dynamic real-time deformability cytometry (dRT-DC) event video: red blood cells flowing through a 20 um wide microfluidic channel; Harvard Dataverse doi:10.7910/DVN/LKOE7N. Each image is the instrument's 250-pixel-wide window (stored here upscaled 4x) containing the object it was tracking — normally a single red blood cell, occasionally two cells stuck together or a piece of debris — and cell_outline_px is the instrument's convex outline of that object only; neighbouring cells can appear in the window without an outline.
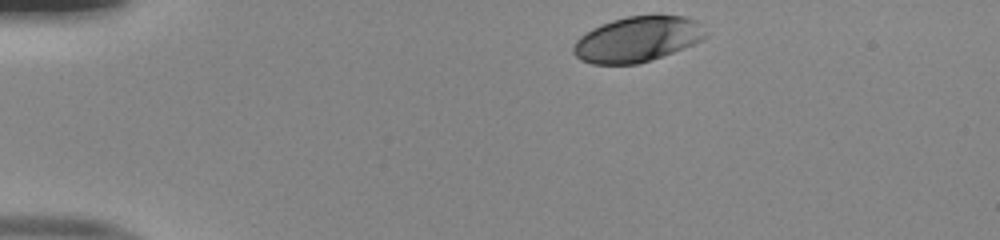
{"species": "human", "species_latin": "Homo sapiens", "temperature_condition": "room temperature", "stored_images_in_passage": 35, "camera_frame_rate_fps": 3000, "um_per_image_px": 0.085, "donor": {"sex": "male"}, "frame": {"image": 1, "passage_image": 1, "time_ms": 0.0, "image_size_px": [1000, 240], "cell_outline_px": [[708, 36], [692, 44], [672, 52], [636, 64], [592, 64], [580, 60], [572, 52], [572, 48], [576, 40], [580, 36], [592, 28], [600, 24], [612, 20], [628, 16], [684, 16], [696, 20]], "centroid_in_image_um": [54.11, 3.33], "position_along_channel_um": 30.9, "area_um2": 34.51}}
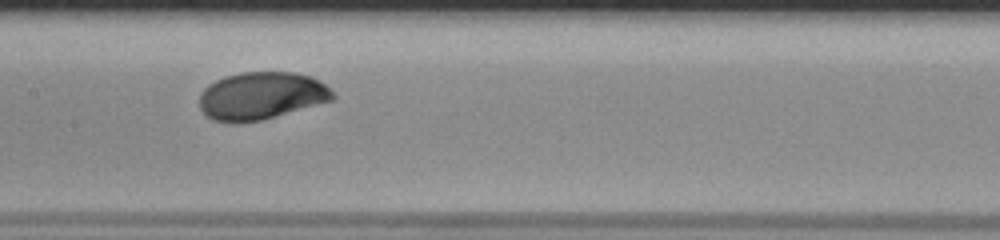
{"frame": {"image": 2, "passage_image": 18, "time_ms": 5.667, "image_size_px": [1000, 240], "cell_outline_px": [[336, 96], [332, 100], [260, 120], [240, 124], [232, 124], [212, 120], [200, 108], [200, 92], [208, 84], [224, 76], [240, 72], [296, 72], [312, 76], [324, 84]], "centroid_in_image_um": [22.17, 8.14], "position_along_channel_um": 185.2, "area_um2": 37.05}}
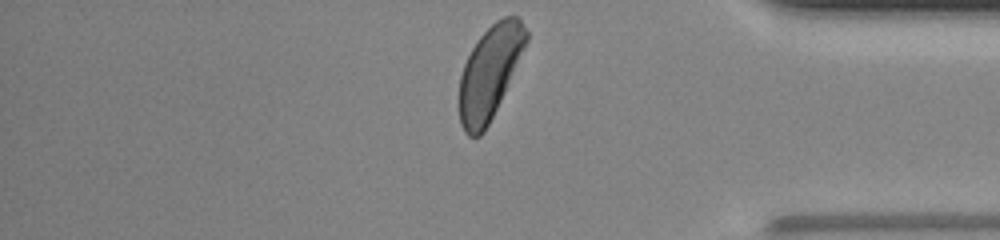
{"frame": {"image": 3, "passage_image": 35, "time_ms": 11.333, "image_size_px": [1000, 240], "cell_outline_px": [[528, 40], [504, 92], [484, 132], [480, 136], [468, 136], [464, 132], [460, 124], [460, 76], [464, 64], [472, 48], [480, 36], [496, 20], [504, 16], [520, 16], [528, 32]], "centroid_in_image_um": [41.63, 6.12], "position_along_channel_um": 393.6, "area_um2": 35.66}, "authors_computed_cell_mechanics": {"area_um2": 36.0672, "velocity_mm_per_s": 3.9927, "shape_relaxation_time_tau1_ms": 2.0947, "shape_relaxation_time_tau2_ms": null, "deformation_change_tau1": 0.1318, "deformation_change_tau2": null}}